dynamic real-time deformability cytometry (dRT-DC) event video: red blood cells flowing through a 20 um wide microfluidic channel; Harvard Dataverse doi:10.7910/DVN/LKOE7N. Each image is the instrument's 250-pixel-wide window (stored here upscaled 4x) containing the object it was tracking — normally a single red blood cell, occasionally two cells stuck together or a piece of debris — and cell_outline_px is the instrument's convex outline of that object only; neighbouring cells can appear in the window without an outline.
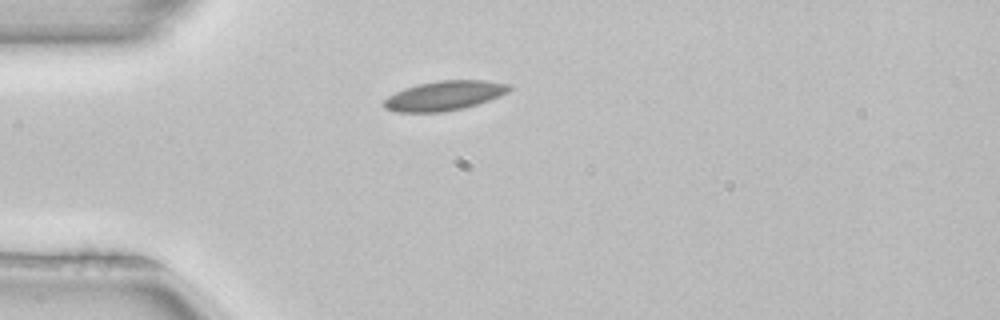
{"species": "common noctule bat (a hibernating species)", "species_latin": "Nyctalus noctula", "temperature_condition": "room temperature", "stored_images_in_passage": 1, "camera_frame_rate_fps": 3000, "um_per_image_px": 0.085, "animal": {"sex": "female", "body_mass_g": 22.7, "forearm_length_mm": 54.2}, "frame": {"image": 1, "passage_image": 1, "time_ms": 0.0, "image_size_px": [1000, 320], "cell_outline_px": [[512, 88], [508, 92], [488, 100], [476, 104], [460, 108], [440, 112], [396, 112], [384, 108], [380, 104], [388, 96], [404, 88], [416, 84], [436, 80], [484, 80], [512, 84]], "centroid_in_image_um": [37.73, 8.11], "position_along_channel_um": 47.3, "area_um2": 21.62}}